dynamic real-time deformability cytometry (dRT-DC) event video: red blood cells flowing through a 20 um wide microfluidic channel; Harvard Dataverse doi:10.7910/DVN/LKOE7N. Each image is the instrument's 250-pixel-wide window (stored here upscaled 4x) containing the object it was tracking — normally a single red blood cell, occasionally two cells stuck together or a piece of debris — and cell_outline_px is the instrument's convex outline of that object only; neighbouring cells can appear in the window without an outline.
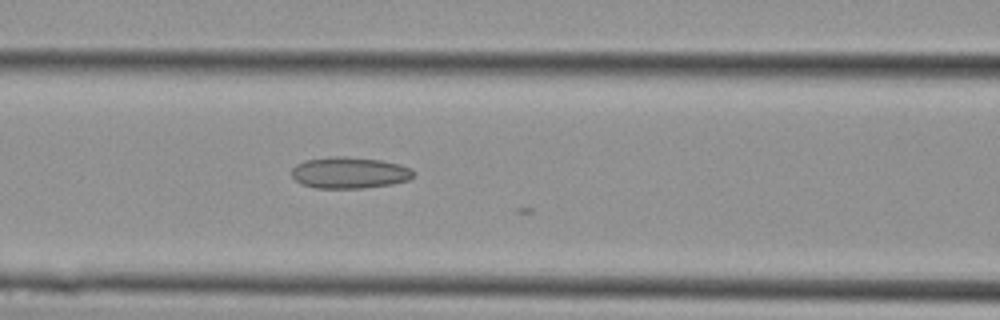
{"species": "Egyptian fruit bat (a non-hibernating species)", "species_latin": "Rousettus aegyptiacus", "temperature_condition": "cold", "stored_images_in_passage": 12, "camera_frame_rate_fps": 3000, "um_per_image_px": 0.085, "animal": {"sex": "female"}, "frame": {"image": 1, "passage_image": 6, "time_ms": 1.667, "image_size_px": [1000, 320], "cell_outline_px": [[416, 172], [408, 180], [392, 184], [364, 188], [316, 188], [300, 184], [292, 176], [292, 168], [296, 164], [304, 160], [328, 156], [344, 156], [380, 160], [400, 164], [412, 168]], "centroid_in_image_um": [29.7, 14.67], "position_along_channel_um": 136.9, "area_um2": 22.54}}